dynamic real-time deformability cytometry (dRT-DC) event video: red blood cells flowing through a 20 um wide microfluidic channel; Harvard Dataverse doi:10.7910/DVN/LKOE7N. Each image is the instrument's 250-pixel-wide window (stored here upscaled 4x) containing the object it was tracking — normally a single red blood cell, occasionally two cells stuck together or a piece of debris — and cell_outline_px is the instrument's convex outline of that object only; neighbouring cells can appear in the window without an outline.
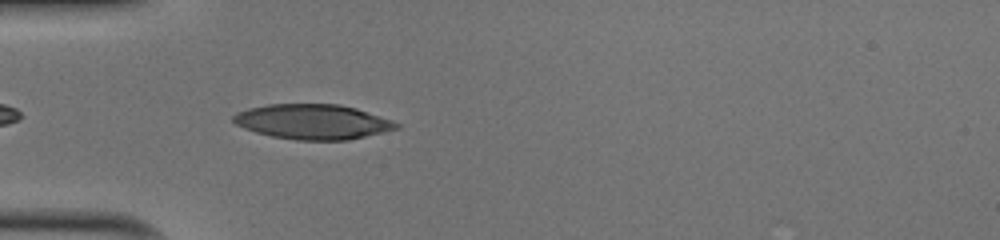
{"species": "human", "species_latin": "Homo sapiens", "temperature_condition": "cold", "stored_images_in_passage": 32, "camera_frame_rate_fps": 3000, "um_per_image_px": 0.085, "donor": {"sex": "male"}, "frame": {"image": 1, "passage_image": 3, "time_ms": 0.667, "image_size_px": [1000, 240], "cell_outline_px": [[400, 128], [384, 132], [348, 140], [296, 140], [272, 136], [256, 132], [244, 128], [236, 124], [232, 120], [232, 116], [236, 112], [248, 108], [268, 104], [340, 104], [356, 108], [392, 120], [400, 124]], "centroid_in_image_um": [26.59, 10.34], "position_along_channel_um": 58.4, "area_um2": 33.29}}
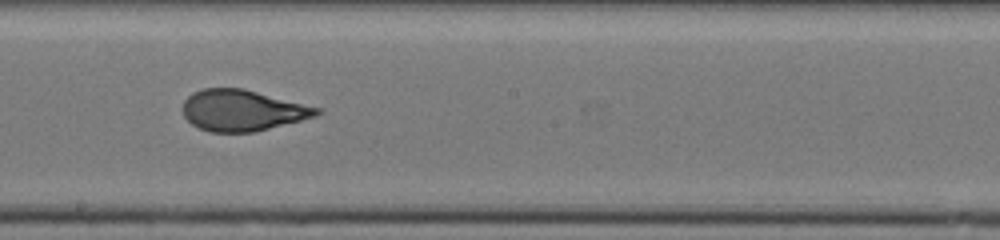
{"frame": {"image": 2, "passage_image": 16, "time_ms": 5.0, "image_size_px": [1000, 240], "cell_outline_px": [[324, 112], [316, 116], [256, 132], [212, 132], [200, 128], [192, 124], [184, 116], [180, 108], [184, 100], [192, 92], [204, 88], [244, 88], [320, 108]], "centroid_in_image_um": [20.58, 9.38], "position_along_channel_um": 227.6, "area_um2": 32.25}}
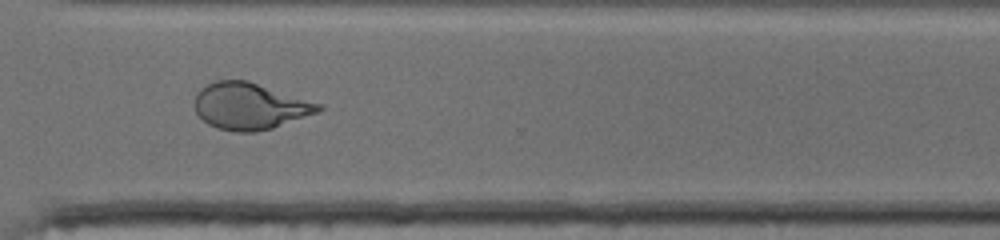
{"frame": {"image": 3, "passage_image": 25, "time_ms": 8.0, "image_size_px": [1000, 240], "cell_outline_px": [[324, 108], [320, 112], [272, 128], [256, 132], [236, 132], [216, 128], [208, 124], [196, 112], [196, 96], [200, 88], [216, 80], [248, 80], [324, 104]], "centroid_in_image_um": [21.29, 9.02], "position_along_channel_um": 349.3, "area_um2": 33.81}, "authors_computed_cell_mechanics": {"area_um2": 32.9171, "velocity_mm_per_s": 4.0494, "shape_relaxation_time_tau1_ms": 10.47, "shape_relaxation_time_tau2_ms": 0.7946, "deformation_change_tau1": 0.3288, "deformation_change_tau2": 0.0746}}